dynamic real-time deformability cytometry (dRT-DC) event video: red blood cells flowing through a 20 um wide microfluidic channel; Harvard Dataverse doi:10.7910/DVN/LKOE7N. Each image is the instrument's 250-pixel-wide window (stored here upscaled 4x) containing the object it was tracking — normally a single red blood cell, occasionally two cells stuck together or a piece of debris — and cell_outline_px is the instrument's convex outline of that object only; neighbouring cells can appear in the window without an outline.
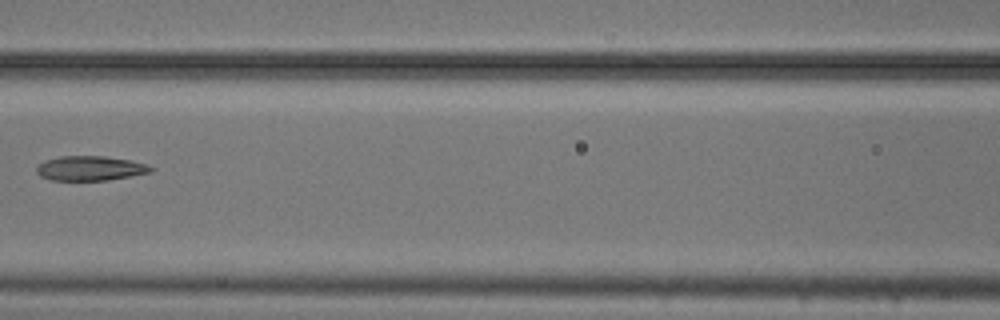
{"species": "common noctule bat (a hibernating species)", "species_latin": "Nyctalus noctula", "temperature_condition": "cold", "stored_images_in_passage": 5, "camera_frame_rate_fps": 3000, "um_per_image_px": 0.085, "animal": {"sex": "male", "body_mass_g": 20.5, "forearm_length_mm": 52.5}, "frame": {"image": 1, "passage_image": 4, "time_ms": 1.0, "image_size_px": [1000, 320], "cell_outline_px": [[156, 168], [152, 172], [108, 180], [52, 180], [40, 176], [36, 172], [36, 168], [44, 160], [60, 156], [104, 156], [128, 160], [144, 164]], "centroid_in_image_um": [7.65, 14.3], "position_along_channel_um": 158.9, "area_um2": 16.3}}
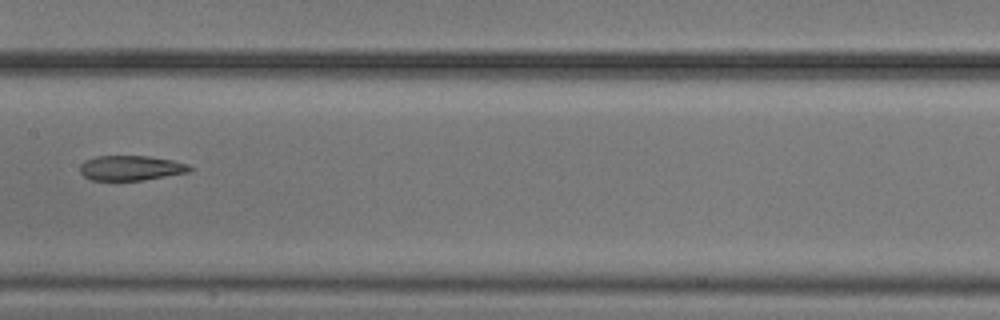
{"frame": {"image": 2, "passage_image": 5, "time_ms": 1.333, "image_size_px": [1000, 320], "cell_outline_px": [[192, 168], [188, 172], [144, 180], [92, 180], [84, 176], [80, 172], [80, 164], [96, 156], [152, 156], [172, 160], [188, 164]], "centroid_in_image_um": [11.13, 14.27], "position_along_channel_um": 196.3, "area_um2": 15.84}}